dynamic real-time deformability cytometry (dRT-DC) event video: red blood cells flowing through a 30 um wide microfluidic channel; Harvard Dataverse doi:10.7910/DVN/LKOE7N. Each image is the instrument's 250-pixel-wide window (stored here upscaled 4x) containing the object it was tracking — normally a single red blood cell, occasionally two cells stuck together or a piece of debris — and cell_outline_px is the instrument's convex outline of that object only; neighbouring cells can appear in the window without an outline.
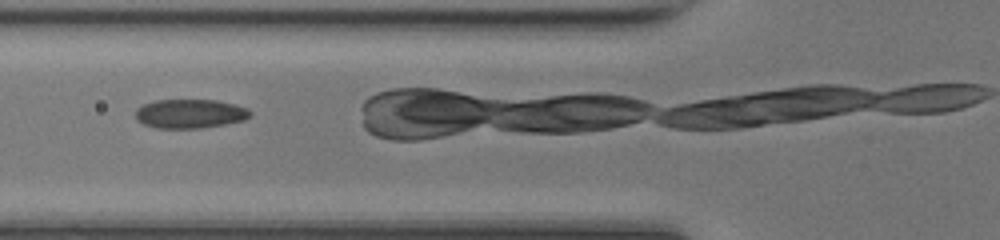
{"species": "common noctule bat (a hibernating species)", "species_latin": "Nyctalus noctula", "temperature_condition": "room temperature", "stored_images_in_passage": 28, "camera_frame_rate_fps": 3000, "um_per_image_px": 0.085, "animal": {"sex": "female", "body_mass_g": 17.0, "forearm_length_mm": 48.0}, "frame": {"image": 1, "passage_image": 8, "time_ms": 2.333, "image_size_px": [1000, 240], "cell_outline_px": [[252, 112], [244, 120], [224, 124], [200, 128], [156, 128], [144, 124], [136, 120], [136, 108], [144, 104], [156, 100], [216, 100], [248, 108]], "centroid_in_image_um": [16.12, 9.66], "position_along_channel_um": 109.7, "area_um2": 19.31}}
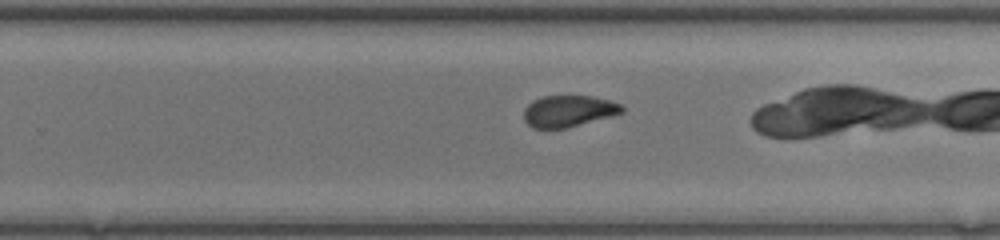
{"frame": {"image": 2, "passage_image": 20, "time_ms": 6.333, "image_size_px": [1000, 240], "cell_outline_px": [[624, 112], [564, 128], [532, 128], [524, 120], [524, 108], [532, 100], [544, 96], [592, 96], [608, 100], [620, 104], [624, 108]], "centroid_in_image_um": [48.28, 9.43], "position_along_channel_um": 281.5, "area_um2": 17.74}}
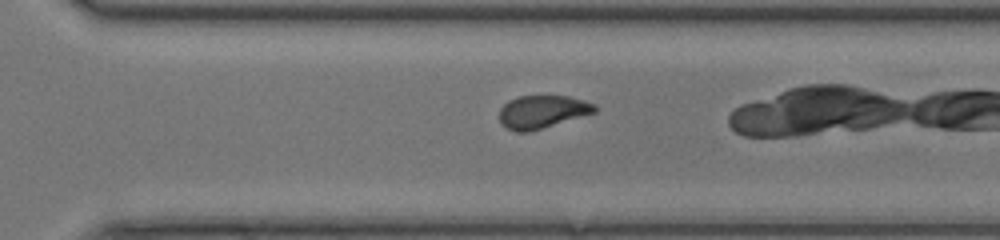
{"frame": {"image": 3, "passage_image": 23, "time_ms": 7.333, "image_size_px": [1000, 240], "cell_outline_px": [[596, 112], [528, 132], [516, 132], [500, 124], [500, 108], [508, 100], [520, 96], [568, 96], [584, 100], [596, 104]], "centroid_in_image_um": [46.08, 9.49], "position_along_channel_um": 324.5, "area_um2": 18.21}}